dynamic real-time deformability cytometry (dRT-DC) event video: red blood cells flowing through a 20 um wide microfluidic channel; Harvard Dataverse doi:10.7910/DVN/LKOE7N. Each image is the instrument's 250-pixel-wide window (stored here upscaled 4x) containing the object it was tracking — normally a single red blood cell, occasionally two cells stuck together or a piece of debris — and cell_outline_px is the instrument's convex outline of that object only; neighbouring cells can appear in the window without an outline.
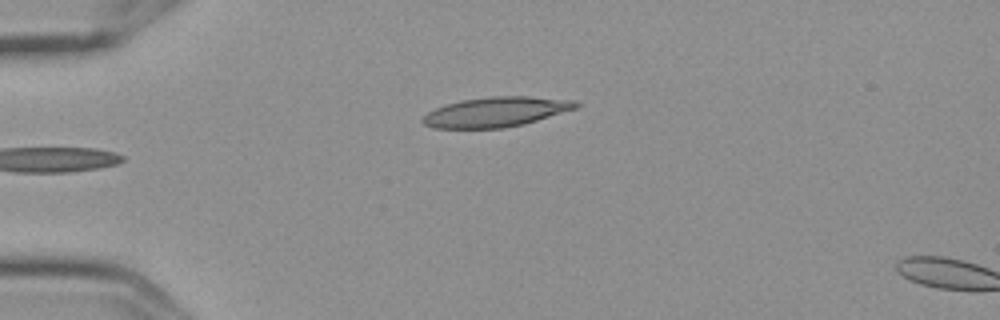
{"species": "Egyptian fruit bat (a non-hibernating species)", "species_latin": "Rousettus aegyptiacus", "temperature_condition": "cold", "stored_images_in_passage": 2, "camera_frame_rate_fps": 3000, "um_per_image_px": 0.085, "frame": {"image": 1, "passage_image": 2, "time_ms": 0.333, "image_size_px": [1000, 320], "cell_outline_px": [[580, 104], [576, 108], [524, 124], [504, 128], [432, 128], [424, 124], [420, 120], [428, 112], [444, 104], [460, 100], [488, 96], [528, 96], [576, 100]], "centroid_in_image_um": [42.14, 9.5], "position_along_channel_um": 42.9, "area_um2": 26.76}}